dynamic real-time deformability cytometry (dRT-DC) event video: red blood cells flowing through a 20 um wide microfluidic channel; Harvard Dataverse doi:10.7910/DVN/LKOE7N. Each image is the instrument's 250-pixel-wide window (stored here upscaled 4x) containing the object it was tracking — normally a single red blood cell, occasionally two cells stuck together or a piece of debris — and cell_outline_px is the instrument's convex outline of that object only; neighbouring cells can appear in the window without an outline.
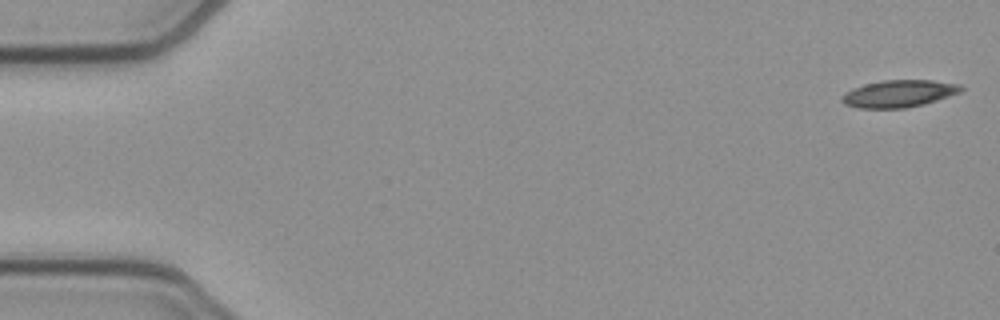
{"species": "common noctule bat (a hibernating species)", "species_latin": "Nyctalus noctula", "temperature_condition": "cold", "stored_images_in_passage": 52, "camera_frame_rate_fps": 3000, "um_per_image_px": 0.085, "animal": {"sex": "female", "body_mass_g": 21.9}, "frame": {"image": 1, "passage_image": 1, "time_ms": 0.0, "image_size_px": [1000, 320], "cell_outline_px": [[964, 88], [960, 92], [924, 104], [904, 108], [860, 108], [844, 104], [840, 100], [840, 96], [844, 92], [852, 88], [864, 84], [884, 80], [932, 80], [960, 84]], "centroid_in_image_um": [76.36, 7.95], "position_along_channel_um": 8.6, "area_um2": 18.9}}
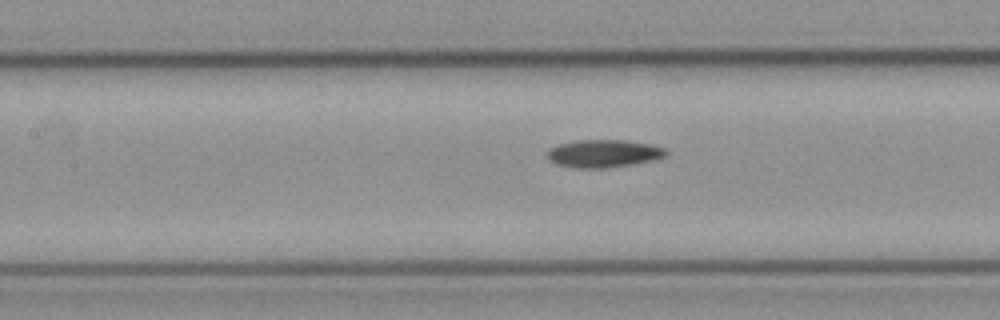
{"frame": {"image": 2, "passage_image": 23, "time_ms": 7.333, "image_size_px": [1000, 320], "cell_outline_px": [[668, 156], [656, 160], [632, 164], [604, 168], [572, 168], [556, 164], [548, 160], [548, 152], [552, 148], [560, 144], [576, 140], [624, 140], [648, 144], [668, 148]], "centroid_in_image_um": [51.36, 13.06], "position_along_channel_um": 156.0, "area_um2": 19.31}}
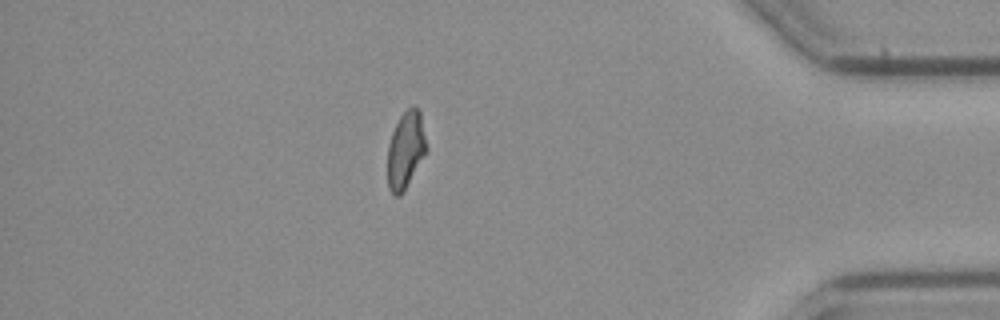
{"frame": {"image": 3, "passage_image": 45, "time_ms": 14.667, "image_size_px": [1000, 320], "cell_outline_px": [[428, 152], [404, 192], [400, 196], [396, 196], [388, 188], [388, 144], [392, 132], [400, 116], [412, 104], [420, 112], [428, 148]], "centroid_in_image_um": [34.51, 12.77], "position_along_channel_um": 400.7, "area_um2": 17.74}, "authors_computed_cell_mechanics": {"area_um2": 18.6983, "velocity_mm_per_s": 3.896, "shape_relaxation_time_tau1_ms": null, "shape_relaxation_time_tau2_ms": 6.6317, "deformation_change_tau1": null, "deformation_change_tau2": 0.1507}}